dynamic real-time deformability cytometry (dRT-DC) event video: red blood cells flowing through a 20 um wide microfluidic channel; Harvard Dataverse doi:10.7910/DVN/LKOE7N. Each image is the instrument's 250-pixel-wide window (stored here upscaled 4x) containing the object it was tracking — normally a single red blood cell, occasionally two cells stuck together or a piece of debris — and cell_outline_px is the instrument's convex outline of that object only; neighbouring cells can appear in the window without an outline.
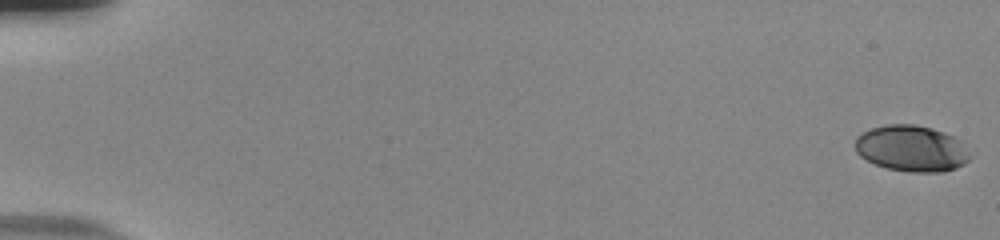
{"species": "human", "species_latin": "Homo sapiens", "temperature_condition": "room temperature", "stored_images_in_passage": 57, "camera_frame_rate_fps": 3000, "um_per_image_px": 0.085, "donor": {"sex": "male"}, "frame": {"image": 1, "passage_image": 1, "time_ms": 0.0, "image_size_px": [1000, 240], "cell_outline_px": [[972, 156], [964, 164], [956, 168], [944, 172], [908, 172], [888, 168], [876, 164], [860, 156], [856, 152], [856, 136], [872, 128], [888, 124], [916, 124], [932, 128], [944, 132], [960, 140]], "centroid_in_image_um": [77.51, 12.62], "position_along_channel_um": 7.5, "area_um2": 30.92}}
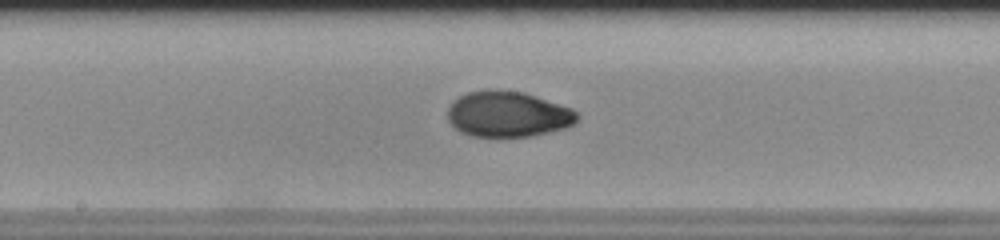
{"frame": {"image": 2, "passage_image": 32, "time_ms": 10.333, "image_size_px": [1000, 240], "cell_outline_px": [[580, 116], [568, 128], [532, 136], [472, 136], [460, 132], [448, 120], [448, 108], [452, 100], [468, 92], [524, 92], [572, 108]], "centroid_in_image_um": [43.2, 9.74], "position_along_channel_um": 205.0, "area_um2": 33.93}}
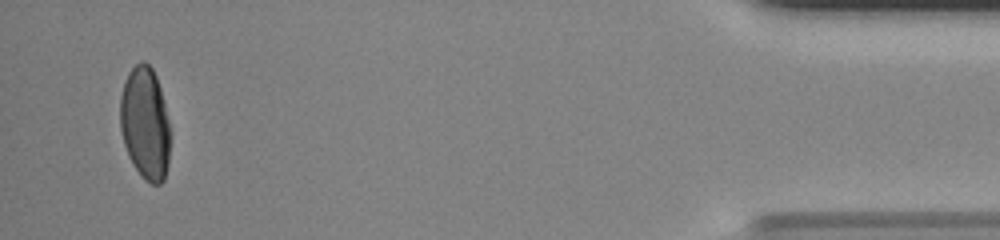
{"frame": {"image": 3, "passage_image": 55, "time_ms": 18.0, "image_size_px": [1000, 240], "cell_outline_px": [[172, 132], [168, 164], [164, 180], [160, 184], [152, 184], [144, 180], [132, 164], [128, 156], [124, 144], [120, 128], [120, 96], [124, 80], [128, 72], [140, 60], [144, 60], [152, 68], [156, 76], [160, 88]], "centroid_in_image_um": [12.35, 10.5], "position_along_channel_um": 422.9, "area_um2": 33.58}, "authors_computed_cell_mechanics": {"area_um2": 33.4662, "velocity_mm_per_s": 3.7487, "shape_relaxation_time_tau1_ms": 6.4015, "shape_relaxation_time_tau2_ms": 0.8288, "deformation_change_tau1": 0.2322, "deformation_change_tau2": 0.0353}}